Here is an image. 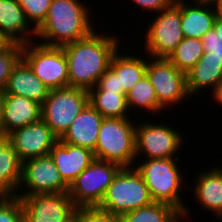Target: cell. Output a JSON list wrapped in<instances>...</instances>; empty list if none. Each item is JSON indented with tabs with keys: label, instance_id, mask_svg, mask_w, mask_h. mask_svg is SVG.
<instances>
[{
	"label": "cell",
	"instance_id": "cell-23",
	"mask_svg": "<svg viewBox=\"0 0 222 222\" xmlns=\"http://www.w3.org/2000/svg\"><path fill=\"white\" fill-rule=\"evenodd\" d=\"M22 177V161L7 135H0V196H16Z\"/></svg>",
	"mask_w": 222,
	"mask_h": 222
},
{
	"label": "cell",
	"instance_id": "cell-27",
	"mask_svg": "<svg viewBox=\"0 0 222 222\" xmlns=\"http://www.w3.org/2000/svg\"><path fill=\"white\" fill-rule=\"evenodd\" d=\"M119 220L120 222H182V214L169 204L153 202L120 215Z\"/></svg>",
	"mask_w": 222,
	"mask_h": 222
},
{
	"label": "cell",
	"instance_id": "cell-24",
	"mask_svg": "<svg viewBox=\"0 0 222 222\" xmlns=\"http://www.w3.org/2000/svg\"><path fill=\"white\" fill-rule=\"evenodd\" d=\"M135 52L138 54H122L123 52L118 49L110 62V67L119 76L120 88L124 89L125 95L146 75L147 54L145 53L143 56V54H139L138 50Z\"/></svg>",
	"mask_w": 222,
	"mask_h": 222
},
{
	"label": "cell",
	"instance_id": "cell-19",
	"mask_svg": "<svg viewBox=\"0 0 222 222\" xmlns=\"http://www.w3.org/2000/svg\"><path fill=\"white\" fill-rule=\"evenodd\" d=\"M41 119V104L24 96L5 94L2 135Z\"/></svg>",
	"mask_w": 222,
	"mask_h": 222
},
{
	"label": "cell",
	"instance_id": "cell-15",
	"mask_svg": "<svg viewBox=\"0 0 222 222\" xmlns=\"http://www.w3.org/2000/svg\"><path fill=\"white\" fill-rule=\"evenodd\" d=\"M204 171V172H203ZM193 188V199L203 208V211L212 214L215 218L222 220V167L212 166L207 171L197 172Z\"/></svg>",
	"mask_w": 222,
	"mask_h": 222
},
{
	"label": "cell",
	"instance_id": "cell-20",
	"mask_svg": "<svg viewBox=\"0 0 222 222\" xmlns=\"http://www.w3.org/2000/svg\"><path fill=\"white\" fill-rule=\"evenodd\" d=\"M216 18L214 4L181 0V30L184 37L201 39L214 28Z\"/></svg>",
	"mask_w": 222,
	"mask_h": 222
},
{
	"label": "cell",
	"instance_id": "cell-33",
	"mask_svg": "<svg viewBox=\"0 0 222 222\" xmlns=\"http://www.w3.org/2000/svg\"><path fill=\"white\" fill-rule=\"evenodd\" d=\"M88 91H112L116 93H124V89L120 88L119 76L111 67L100 76L96 86Z\"/></svg>",
	"mask_w": 222,
	"mask_h": 222
},
{
	"label": "cell",
	"instance_id": "cell-17",
	"mask_svg": "<svg viewBox=\"0 0 222 222\" xmlns=\"http://www.w3.org/2000/svg\"><path fill=\"white\" fill-rule=\"evenodd\" d=\"M0 35L7 42L35 41L36 29L27 20L18 0H0Z\"/></svg>",
	"mask_w": 222,
	"mask_h": 222
},
{
	"label": "cell",
	"instance_id": "cell-13",
	"mask_svg": "<svg viewBox=\"0 0 222 222\" xmlns=\"http://www.w3.org/2000/svg\"><path fill=\"white\" fill-rule=\"evenodd\" d=\"M16 196L21 199L24 222H67L77 208L68 192Z\"/></svg>",
	"mask_w": 222,
	"mask_h": 222
},
{
	"label": "cell",
	"instance_id": "cell-31",
	"mask_svg": "<svg viewBox=\"0 0 222 222\" xmlns=\"http://www.w3.org/2000/svg\"><path fill=\"white\" fill-rule=\"evenodd\" d=\"M0 222H24L23 207L18 196H0Z\"/></svg>",
	"mask_w": 222,
	"mask_h": 222
},
{
	"label": "cell",
	"instance_id": "cell-34",
	"mask_svg": "<svg viewBox=\"0 0 222 222\" xmlns=\"http://www.w3.org/2000/svg\"><path fill=\"white\" fill-rule=\"evenodd\" d=\"M204 52L208 57H215L222 60V38L218 36L216 30L212 28L202 38Z\"/></svg>",
	"mask_w": 222,
	"mask_h": 222
},
{
	"label": "cell",
	"instance_id": "cell-16",
	"mask_svg": "<svg viewBox=\"0 0 222 222\" xmlns=\"http://www.w3.org/2000/svg\"><path fill=\"white\" fill-rule=\"evenodd\" d=\"M49 155L68 185L95 159L90 149L64 143L59 139L51 148Z\"/></svg>",
	"mask_w": 222,
	"mask_h": 222
},
{
	"label": "cell",
	"instance_id": "cell-21",
	"mask_svg": "<svg viewBox=\"0 0 222 222\" xmlns=\"http://www.w3.org/2000/svg\"><path fill=\"white\" fill-rule=\"evenodd\" d=\"M50 89L33 73L28 64L21 58L12 69L6 94L24 96L43 104Z\"/></svg>",
	"mask_w": 222,
	"mask_h": 222
},
{
	"label": "cell",
	"instance_id": "cell-32",
	"mask_svg": "<svg viewBox=\"0 0 222 222\" xmlns=\"http://www.w3.org/2000/svg\"><path fill=\"white\" fill-rule=\"evenodd\" d=\"M78 222H120L119 216L113 215L108 211L94 207H78Z\"/></svg>",
	"mask_w": 222,
	"mask_h": 222
},
{
	"label": "cell",
	"instance_id": "cell-40",
	"mask_svg": "<svg viewBox=\"0 0 222 222\" xmlns=\"http://www.w3.org/2000/svg\"><path fill=\"white\" fill-rule=\"evenodd\" d=\"M196 2H201V3H207V4H215L217 3L219 0H193Z\"/></svg>",
	"mask_w": 222,
	"mask_h": 222
},
{
	"label": "cell",
	"instance_id": "cell-12",
	"mask_svg": "<svg viewBox=\"0 0 222 222\" xmlns=\"http://www.w3.org/2000/svg\"><path fill=\"white\" fill-rule=\"evenodd\" d=\"M68 191L69 185L61 177L49 154L22 162V177L16 195Z\"/></svg>",
	"mask_w": 222,
	"mask_h": 222
},
{
	"label": "cell",
	"instance_id": "cell-2",
	"mask_svg": "<svg viewBox=\"0 0 222 222\" xmlns=\"http://www.w3.org/2000/svg\"><path fill=\"white\" fill-rule=\"evenodd\" d=\"M81 1L52 0L47 17L36 29L34 39L47 46L62 47L98 29L93 18L91 19V9Z\"/></svg>",
	"mask_w": 222,
	"mask_h": 222
},
{
	"label": "cell",
	"instance_id": "cell-29",
	"mask_svg": "<svg viewBox=\"0 0 222 222\" xmlns=\"http://www.w3.org/2000/svg\"><path fill=\"white\" fill-rule=\"evenodd\" d=\"M23 44L7 42L0 48V89L5 90L12 69L22 58Z\"/></svg>",
	"mask_w": 222,
	"mask_h": 222
},
{
	"label": "cell",
	"instance_id": "cell-25",
	"mask_svg": "<svg viewBox=\"0 0 222 222\" xmlns=\"http://www.w3.org/2000/svg\"><path fill=\"white\" fill-rule=\"evenodd\" d=\"M126 102L131 114H134L135 108L140 113L144 110L147 115L150 112L152 115L157 114L156 117L158 114L162 116L160 115V113L163 114L162 111L165 112V109L159 104L154 87L146 75L126 93Z\"/></svg>",
	"mask_w": 222,
	"mask_h": 222
},
{
	"label": "cell",
	"instance_id": "cell-4",
	"mask_svg": "<svg viewBox=\"0 0 222 222\" xmlns=\"http://www.w3.org/2000/svg\"><path fill=\"white\" fill-rule=\"evenodd\" d=\"M136 121L129 118H104L93 152L96 159L114 162L121 167L136 163Z\"/></svg>",
	"mask_w": 222,
	"mask_h": 222
},
{
	"label": "cell",
	"instance_id": "cell-41",
	"mask_svg": "<svg viewBox=\"0 0 222 222\" xmlns=\"http://www.w3.org/2000/svg\"><path fill=\"white\" fill-rule=\"evenodd\" d=\"M67 222H78V220H77V208H76L74 216L71 219H69Z\"/></svg>",
	"mask_w": 222,
	"mask_h": 222
},
{
	"label": "cell",
	"instance_id": "cell-26",
	"mask_svg": "<svg viewBox=\"0 0 222 222\" xmlns=\"http://www.w3.org/2000/svg\"><path fill=\"white\" fill-rule=\"evenodd\" d=\"M88 103L104 118H129L130 114L124 93L112 91H88ZM129 113V114H128Z\"/></svg>",
	"mask_w": 222,
	"mask_h": 222
},
{
	"label": "cell",
	"instance_id": "cell-28",
	"mask_svg": "<svg viewBox=\"0 0 222 222\" xmlns=\"http://www.w3.org/2000/svg\"><path fill=\"white\" fill-rule=\"evenodd\" d=\"M204 53L201 39L184 37L167 59L186 74Z\"/></svg>",
	"mask_w": 222,
	"mask_h": 222
},
{
	"label": "cell",
	"instance_id": "cell-35",
	"mask_svg": "<svg viewBox=\"0 0 222 222\" xmlns=\"http://www.w3.org/2000/svg\"><path fill=\"white\" fill-rule=\"evenodd\" d=\"M130 0H128L129 2ZM133 6L139 7L140 12H148L150 15L160 12L172 6L176 0H131Z\"/></svg>",
	"mask_w": 222,
	"mask_h": 222
},
{
	"label": "cell",
	"instance_id": "cell-30",
	"mask_svg": "<svg viewBox=\"0 0 222 222\" xmlns=\"http://www.w3.org/2000/svg\"><path fill=\"white\" fill-rule=\"evenodd\" d=\"M52 0H18L27 20L37 29L46 19Z\"/></svg>",
	"mask_w": 222,
	"mask_h": 222
},
{
	"label": "cell",
	"instance_id": "cell-11",
	"mask_svg": "<svg viewBox=\"0 0 222 222\" xmlns=\"http://www.w3.org/2000/svg\"><path fill=\"white\" fill-rule=\"evenodd\" d=\"M146 76L154 87L159 104L165 110L179 106L190 97L186 87V74L167 58H151L147 55Z\"/></svg>",
	"mask_w": 222,
	"mask_h": 222
},
{
	"label": "cell",
	"instance_id": "cell-39",
	"mask_svg": "<svg viewBox=\"0 0 222 222\" xmlns=\"http://www.w3.org/2000/svg\"><path fill=\"white\" fill-rule=\"evenodd\" d=\"M216 9L217 18L222 20V0H219L217 3L214 4Z\"/></svg>",
	"mask_w": 222,
	"mask_h": 222
},
{
	"label": "cell",
	"instance_id": "cell-9",
	"mask_svg": "<svg viewBox=\"0 0 222 222\" xmlns=\"http://www.w3.org/2000/svg\"><path fill=\"white\" fill-rule=\"evenodd\" d=\"M122 167L114 162L94 159L69 185V196L78 207L99 206L108 187Z\"/></svg>",
	"mask_w": 222,
	"mask_h": 222
},
{
	"label": "cell",
	"instance_id": "cell-42",
	"mask_svg": "<svg viewBox=\"0 0 222 222\" xmlns=\"http://www.w3.org/2000/svg\"><path fill=\"white\" fill-rule=\"evenodd\" d=\"M7 41L0 35V48L5 45Z\"/></svg>",
	"mask_w": 222,
	"mask_h": 222
},
{
	"label": "cell",
	"instance_id": "cell-37",
	"mask_svg": "<svg viewBox=\"0 0 222 222\" xmlns=\"http://www.w3.org/2000/svg\"><path fill=\"white\" fill-rule=\"evenodd\" d=\"M5 90L0 89V135H2V122H3V106L5 100Z\"/></svg>",
	"mask_w": 222,
	"mask_h": 222
},
{
	"label": "cell",
	"instance_id": "cell-10",
	"mask_svg": "<svg viewBox=\"0 0 222 222\" xmlns=\"http://www.w3.org/2000/svg\"><path fill=\"white\" fill-rule=\"evenodd\" d=\"M22 59L50 90L68 86V62L62 47L31 41L23 44Z\"/></svg>",
	"mask_w": 222,
	"mask_h": 222
},
{
	"label": "cell",
	"instance_id": "cell-7",
	"mask_svg": "<svg viewBox=\"0 0 222 222\" xmlns=\"http://www.w3.org/2000/svg\"><path fill=\"white\" fill-rule=\"evenodd\" d=\"M157 122L146 120L138 123L136 120V160L139 157V160L180 157L179 151L185 142L182 131L179 132L180 129L174 128L175 125L169 122L165 123V119Z\"/></svg>",
	"mask_w": 222,
	"mask_h": 222
},
{
	"label": "cell",
	"instance_id": "cell-6",
	"mask_svg": "<svg viewBox=\"0 0 222 222\" xmlns=\"http://www.w3.org/2000/svg\"><path fill=\"white\" fill-rule=\"evenodd\" d=\"M148 17L152 20L147 19L150 22L146 25L145 43H142L144 45L141 48L151 58H168L184 39L181 30V0H176L169 8Z\"/></svg>",
	"mask_w": 222,
	"mask_h": 222
},
{
	"label": "cell",
	"instance_id": "cell-8",
	"mask_svg": "<svg viewBox=\"0 0 222 222\" xmlns=\"http://www.w3.org/2000/svg\"><path fill=\"white\" fill-rule=\"evenodd\" d=\"M87 104L88 90L70 86L52 89L41 105V118L60 139Z\"/></svg>",
	"mask_w": 222,
	"mask_h": 222
},
{
	"label": "cell",
	"instance_id": "cell-1",
	"mask_svg": "<svg viewBox=\"0 0 222 222\" xmlns=\"http://www.w3.org/2000/svg\"><path fill=\"white\" fill-rule=\"evenodd\" d=\"M100 30L95 29L88 36L62 46L68 62V86L89 90L110 67L122 39L114 35V31L111 35Z\"/></svg>",
	"mask_w": 222,
	"mask_h": 222
},
{
	"label": "cell",
	"instance_id": "cell-3",
	"mask_svg": "<svg viewBox=\"0 0 222 222\" xmlns=\"http://www.w3.org/2000/svg\"><path fill=\"white\" fill-rule=\"evenodd\" d=\"M136 162L138 163H135L134 167L141 174L153 201L173 206L182 214L183 222L190 220L191 208L185 206L183 201L185 197L181 198V195L185 193L184 189L190 188L184 182L187 180L181 169L182 166L178 164L180 158H152L136 160Z\"/></svg>",
	"mask_w": 222,
	"mask_h": 222
},
{
	"label": "cell",
	"instance_id": "cell-36",
	"mask_svg": "<svg viewBox=\"0 0 222 222\" xmlns=\"http://www.w3.org/2000/svg\"><path fill=\"white\" fill-rule=\"evenodd\" d=\"M210 93L211 98H213L214 103H218L217 106L222 107V80L217 84L213 91Z\"/></svg>",
	"mask_w": 222,
	"mask_h": 222
},
{
	"label": "cell",
	"instance_id": "cell-18",
	"mask_svg": "<svg viewBox=\"0 0 222 222\" xmlns=\"http://www.w3.org/2000/svg\"><path fill=\"white\" fill-rule=\"evenodd\" d=\"M103 119L104 117L88 103L59 140L94 152Z\"/></svg>",
	"mask_w": 222,
	"mask_h": 222
},
{
	"label": "cell",
	"instance_id": "cell-22",
	"mask_svg": "<svg viewBox=\"0 0 222 222\" xmlns=\"http://www.w3.org/2000/svg\"><path fill=\"white\" fill-rule=\"evenodd\" d=\"M222 80V60L215 57H208L205 52L201 59L186 73L187 92L191 97L208 91L211 93L217 84Z\"/></svg>",
	"mask_w": 222,
	"mask_h": 222
},
{
	"label": "cell",
	"instance_id": "cell-38",
	"mask_svg": "<svg viewBox=\"0 0 222 222\" xmlns=\"http://www.w3.org/2000/svg\"><path fill=\"white\" fill-rule=\"evenodd\" d=\"M214 29L216 30L219 37L222 38V20L219 18H216L214 23Z\"/></svg>",
	"mask_w": 222,
	"mask_h": 222
},
{
	"label": "cell",
	"instance_id": "cell-14",
	"mask_svg": "<svg viewBox=\"0 0 222 222\" xmlns=\"http://www.w3.org/2000/svg\"><path fill=\"white\" fill-rule=\"evenodd\" d=\"M7 136L22 162L48 155L53 145L58 141L42 118L28 126L12 131Z\"/></svg>",
	"mask_w": 222,
	"mask_h": 222
},
{
	"label": "cell",
	"instance_id": "cell-5",
	"mask_svg": "<svg viewBox=\"0 0 222 222\" xmlns=\"http://www.w3.org/2000/svg\"><path fill=\"white\" fill-rule=\"evenodd\" d=\"M153 202L149 189L136 168L122 167L98 207L120 216Z\"/></svg>",
	"mask_w": 222,
	"mask_h": 222
}]
</instances>
